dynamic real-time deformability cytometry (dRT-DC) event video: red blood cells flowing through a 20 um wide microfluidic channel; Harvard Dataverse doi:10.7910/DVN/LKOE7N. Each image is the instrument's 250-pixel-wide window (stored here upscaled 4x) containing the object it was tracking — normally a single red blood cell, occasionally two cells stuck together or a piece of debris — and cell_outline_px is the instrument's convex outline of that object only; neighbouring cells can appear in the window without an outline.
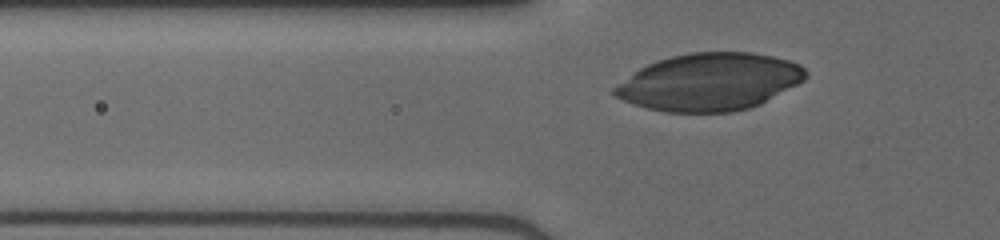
{"species": "human", "species_latin": "Homo sapiens", "temperature_condition": "cold", "stored_images_in_passage": 27, "camera_frame_rate_fps": 3000, "um_per_image_px": 0.085, "donor": {"sex": "male"}, "frame": {"image": 1, "passage_image": 2, "time_ms": 0.333, "image_size_px": [1000, 240], "cell_outline_px": [[808, 76], [804, 80], [760, 104], [748, 108], [732, 112], [664, 112], [632, 104], [616, 96], [612, 92], [612, 88], [632, 72], [648, 64], [672, 56], [688, 52], [752, 52], [772, 56], [788, 60], [800, 64], [808, 72]], "centroid_in_image_um": [60.31, 6.96], "position_along_channel_um": 65.5, "area_um2": 63.75}}
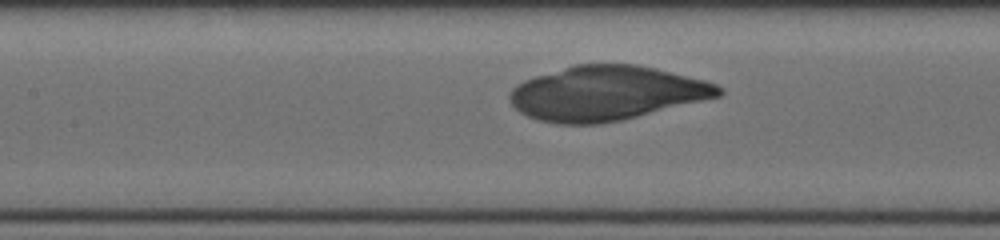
{"frame": {"image": 2, "passage_image": 9, "time_ms": 2.667, "image_size_px": [1000, 240], "cell_outline_px": [[724, 92], [720, 96], [620, 120], [600, 124], [556, 124], [540, 120], [528, 116], [520, 112], [508, 100], [508, 96], [512, 88], [516, 84], [524, 80], [572, 64], [636, 64], [656, 68], [704, 80], [716, 84]], "centroid_in_image_um": [51.5, 7.91], "position_along_channel_um": 155.9, "area_um2": 66.07}}
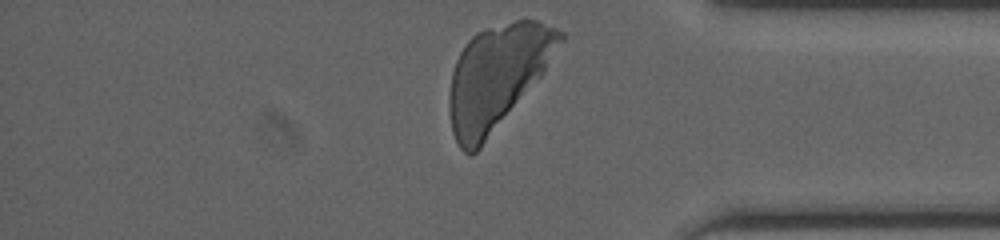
{"frame": {"image": 3, "passage_image": 27, "time_ms": 8.667, "image_size_px": [1000, 240], "cell_outline_px": [[564, 40], [540, 76], [480, 148], [472, 156], [468, 156], [460, 148], [452, 132], [448, 104], [448, 100], [452, 72], [456, 60], [460, 52], [468, 40], [476, 32], [484, 28], [516, 20], [536, 20], [556, 28], [564, 32]], "centroid_in_image_um": [42.22, 6.52], "position_along_channel_um": 393.0, "area_um2": 66.07}}